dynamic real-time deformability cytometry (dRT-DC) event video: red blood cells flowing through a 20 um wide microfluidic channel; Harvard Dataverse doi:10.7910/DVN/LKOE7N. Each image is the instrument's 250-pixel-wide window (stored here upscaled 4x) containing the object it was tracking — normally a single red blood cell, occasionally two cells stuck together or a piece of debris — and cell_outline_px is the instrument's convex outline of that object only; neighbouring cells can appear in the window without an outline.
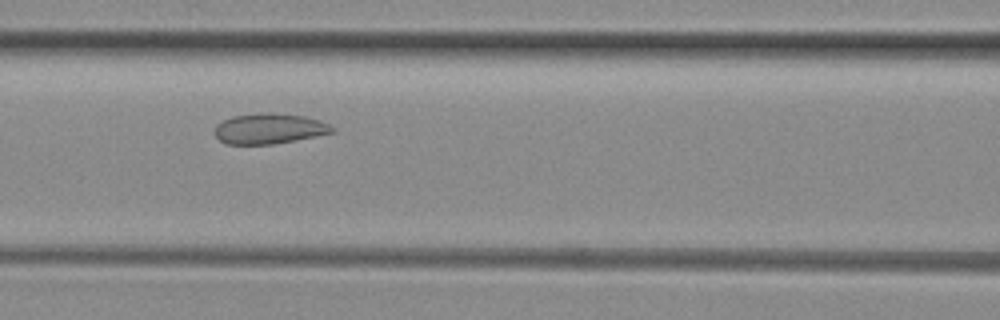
{"species": "common noctule bat (a hibernating species)", "species_latin": "Nyctalus noctula", "temperature_condition": "room temperature", "stored_images_in_passage": 6, "camera_frame_rate_fps": 3000, "um_per_image_px": 0.085, "animal": {"sex": "female", "body_mass_g": 29.2, "forearm_length_mm": 56.3}, "frame": {"image": 1, "passage_image": 4, "time_ms": 1.0, "image_size_px": [1000, 320], "cell_outline_px": [[336, 132], [296, 140], [272, 144], [228, 144], [220, 140], [216, 136], [216, 124], [232, 116], [264, 112], [272, 112], [304, 116], [320, 120], [336, 128]], "centroid_in_image_um": [22.93, 10.92], "position_along_channel_um": 143.7, "area_um2": 20.87}}
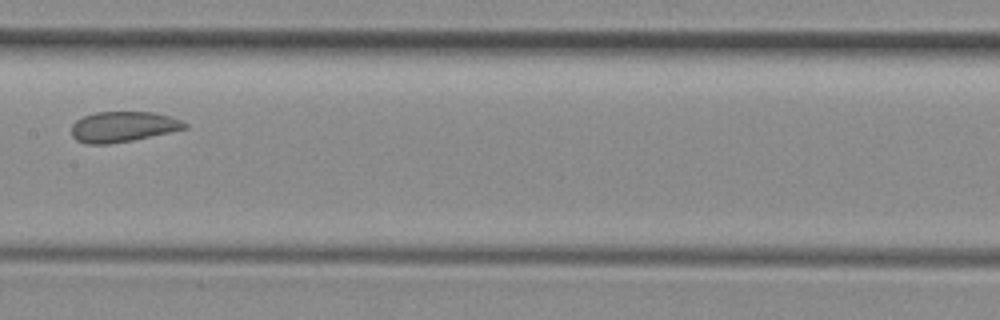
{"frame": {"image": 2, "passage_image": 5, "time_ms": 1.333, "image_size_px": [1000, 320], "cell_outline_px": [[188, 128], [132, 140], [108, 144], [84, 144], [76, 140], [72, 136], [72, 124], [76, 120], [84, 116], [96, 112], [156, 112], [180, 120], [188, 124]], "centroid_in_image_um": [10.43, 10.77], "position_along_channel_um": 197.0, "area_um2": 20.06}}
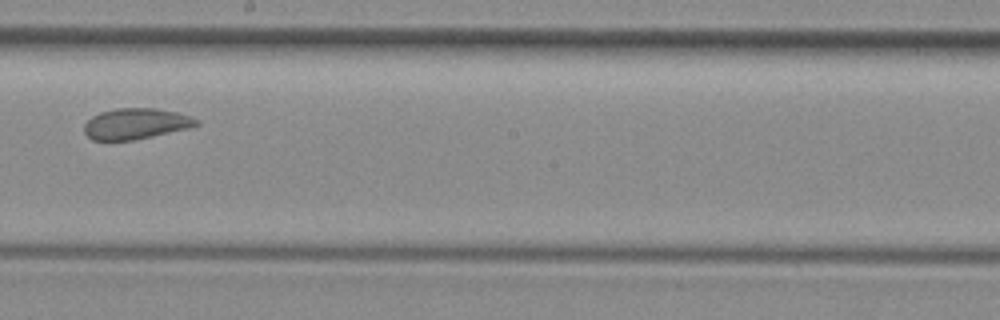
{"frame": {"image": 3, "passage_image": 6, "time_ms": 1.667, "image_size_px": [1000, 320], "cell_outline_px": [[200, 124], [188, 128], [152, 136], [132, 140], [92, 140], [84, 132], [84, 124], [92, 116], [100, 112], [116, 108], [156, 108], [176, 112], [200, 120]], "centroid_in_image_um": [11.53, 10.51], "position_along_channel_um": 236.7, "area_um2": 20.06}}